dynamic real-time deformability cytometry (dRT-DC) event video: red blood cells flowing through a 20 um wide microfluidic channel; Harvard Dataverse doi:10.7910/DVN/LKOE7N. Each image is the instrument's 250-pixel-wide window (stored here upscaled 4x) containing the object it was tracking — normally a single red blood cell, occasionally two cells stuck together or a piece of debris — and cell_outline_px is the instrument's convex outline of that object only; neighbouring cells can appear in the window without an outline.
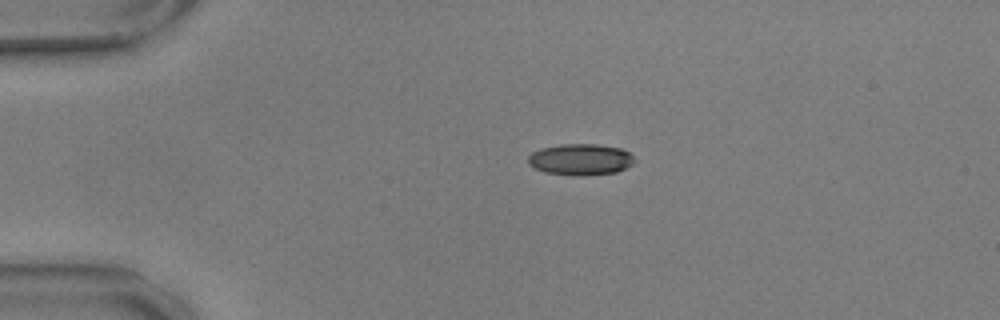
{"species": "common noctule bat (a hibernating species)", "species_latin": "Nyctalus noctula", "temperature_condition": "warm", "stored_images_in_passage": 45, "camera_frame_rate_fps": 3000, "um_per_image_px": 0.085, "animal": {"sex": "male", "body_mass_g": 17.9, "forearm_length_mm": 54.2}, "frame": {"image": 1, "passage_image": 1, "time_ms": 0.0, "image_size_px": [1000, 320], "cell_outline_px": [[636, 160], [632, 164], [616, 172], [584, 176], [576, 176], [544, 172], [528, 164], [528, 156], [532, 152], [540, 148], [560, 144], [596, 144], [620, 148], [628, 152]], "centroid_in_image_um": [49.32, 13.55], "position_along_channel_um": 35.7, "area_um2": 19.48}}
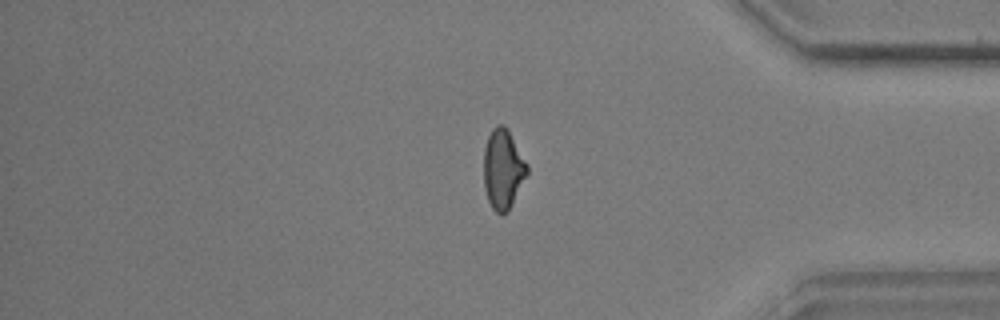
{"frame": {"image": 2, "passage_image": 36, "time_ms": 11.667, "image_size_px": [1000, 320], "cell_outline_px": [[528, 172], [508, 212], [504, 216], [500, 216], [492, 208], [488, 200], [484, 188], [484, 148], [488, 136], [492, 128], [496, 124], [504, 124], [508, 128], [528, 164]], "centroid_in_image_um": [42.75, 14.37], "position_along_channel_um": 392.4, "area_um2": 20.46}}
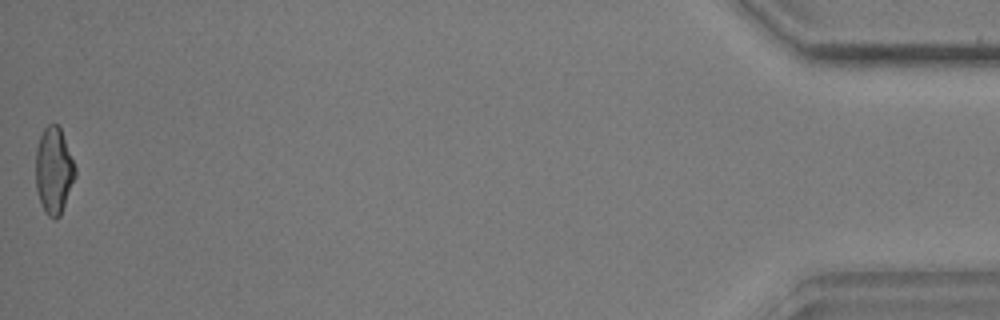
{"frame": {"image": 3, "passage_image": 45, "time_ms": 14.667, "image_size_px": [1000, 320], "cell_outline_px": [[76, 176], [60, 216], [56, 220], [48, 216], [44, 212], [36, 188], [36, 148], [40, 136], [44, 128], [48, 124], [56, 124], [60, 128], [76, 168]], "centroid_in_image_um": [4.57, 14.52], "position_along_channel_um": 430.6, "area_um2": 19.83}, "authors_computed_cell_mechanics": {"area_um2": 20.2878, "velocity_mm_per_s": 3.6014, "shape_relaxation_time_tau1_ms": 6.4534, "shape_relaxation_time_tau2_ms": 2.051, "deformation_change_tau1": 0.1806, "deformation_change_tau2": 0.0808}}